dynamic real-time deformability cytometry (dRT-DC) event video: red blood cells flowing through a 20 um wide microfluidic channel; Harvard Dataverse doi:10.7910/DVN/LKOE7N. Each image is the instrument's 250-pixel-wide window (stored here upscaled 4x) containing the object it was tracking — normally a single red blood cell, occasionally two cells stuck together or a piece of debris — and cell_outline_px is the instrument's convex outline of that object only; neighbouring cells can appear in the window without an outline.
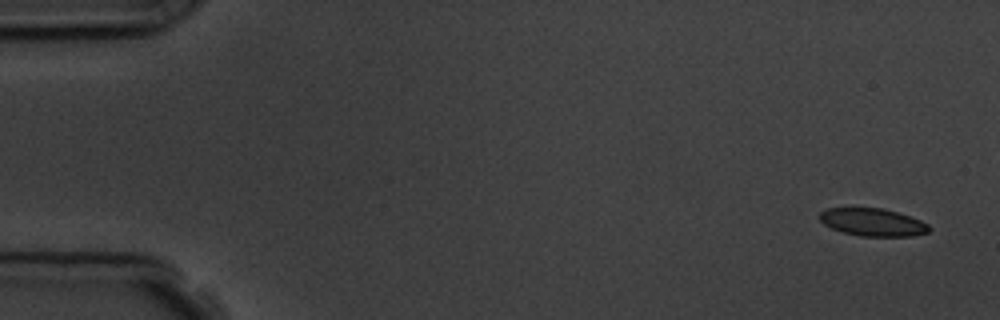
{"species": "common noctule bat (a hibernating species)", "species_latin": "Nyctalus noctula", "temperature_condition": "room temperature", "stored_images_in_passage": 6, "camera_frame_rate_fps": 3000, "um_per_image_px": 0.085, "animal": {"sex": "male", "body_mass_g": 19.5, "forearm_length_mm": 54.6}, "frame": {"image": 1, "passage_image": 1, "time_ms": 0.0, "image_size_px": [1000, 320], "cell_outline_px": [[932, 228], [928, 232], [912, 236], [860, 236], [844, 232], [832, 228], [824, 224], [820, 220], [820, 212], [828, 208], [884, 208], [912, 216], [928, 224]], "centroid_in_image_um": [74.22, 18.88], "position_along_channel_um": 10.8, "area_um2": 17.69}}